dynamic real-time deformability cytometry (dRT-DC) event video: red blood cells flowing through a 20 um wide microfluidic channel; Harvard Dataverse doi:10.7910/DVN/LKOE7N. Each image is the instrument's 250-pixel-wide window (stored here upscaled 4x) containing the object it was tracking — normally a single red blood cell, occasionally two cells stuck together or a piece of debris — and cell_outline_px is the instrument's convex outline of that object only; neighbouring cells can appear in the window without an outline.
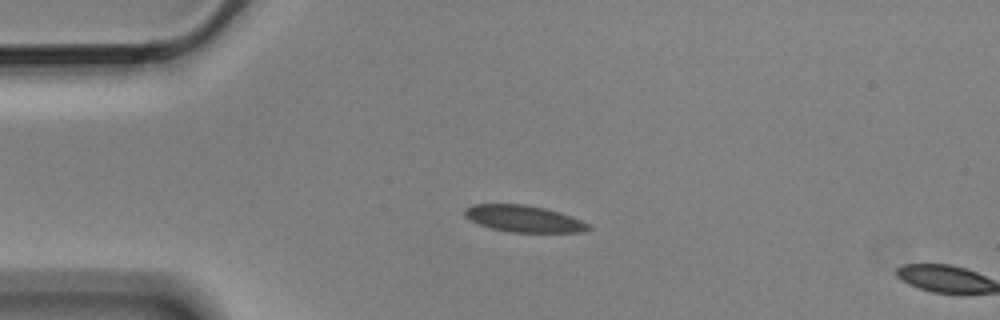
{"species": "Egyptian fruit bat (a non-hibernating species)", "species_latin": "Rousettus aegyptiacus", "temperature_condition": "cold", "stored_images_in_passage": 3, "camera_frame_rate_fps": 3000, "um_per_image_px": 0.085, "animal": {"sex": "male"}, "frame": {"image": 1, "passage_image": 2, "time_ms": 0.333, "image_size_px": [1000, 320], "cell_outline_px": [[592, 228], [584, 232], [508, 232], [492, 228], [480, 224], [464, 216], [464, 208], [472, 204], [524, 204], [544, 208], [560, 212], [572, 216], [588, 224]], "centroid_in_image_um": [44.52, 18.58], "position_along_channel_um": 40.5, "area_um2": 19.19}}